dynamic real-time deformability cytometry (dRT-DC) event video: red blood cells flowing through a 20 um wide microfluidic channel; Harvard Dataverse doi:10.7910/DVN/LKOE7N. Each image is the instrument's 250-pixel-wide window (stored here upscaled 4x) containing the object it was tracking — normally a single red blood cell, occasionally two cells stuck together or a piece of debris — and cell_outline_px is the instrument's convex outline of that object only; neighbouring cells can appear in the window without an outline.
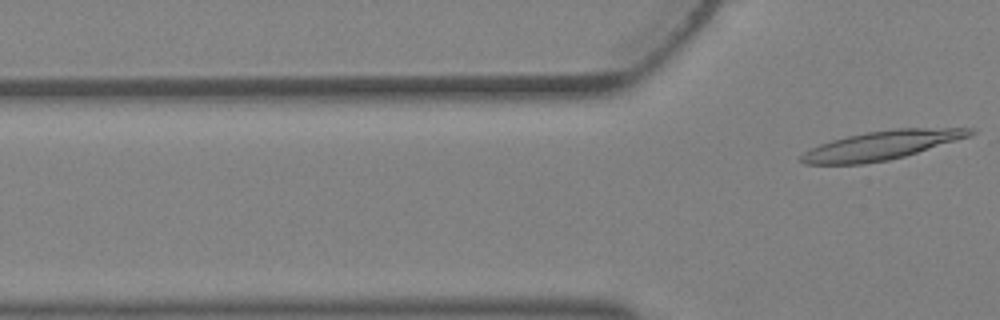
{"species": "Egyptian fruit bat (a non-hibernating species)", "species_latin": "Rousettus aegyptiacus", "temperature_condition": "warm", "stored_images_in_passage": 2, "camera_frame_rate_fps": 3000, "um_per_image_px": 0.085, "animal": {"sex": "female"}, "frame": {"image": 1, "passage_image": 2, "time_ms": 0.333, "image_size_px": [1000, 320], "cell_outline_px": [[976, 132], [972, 136], [904, 156], [888, 160], [864, 164], [804, 164], [800, 160], [800, 156], [804, 152], [820, 144], [832, 140], [848, 136], [868, 132], [896, 128], [976, 128]], "centroid_in_image_um": [74.98, 12.35], "position_along_channel_um": 50.8, "area_um2": 28.26}}